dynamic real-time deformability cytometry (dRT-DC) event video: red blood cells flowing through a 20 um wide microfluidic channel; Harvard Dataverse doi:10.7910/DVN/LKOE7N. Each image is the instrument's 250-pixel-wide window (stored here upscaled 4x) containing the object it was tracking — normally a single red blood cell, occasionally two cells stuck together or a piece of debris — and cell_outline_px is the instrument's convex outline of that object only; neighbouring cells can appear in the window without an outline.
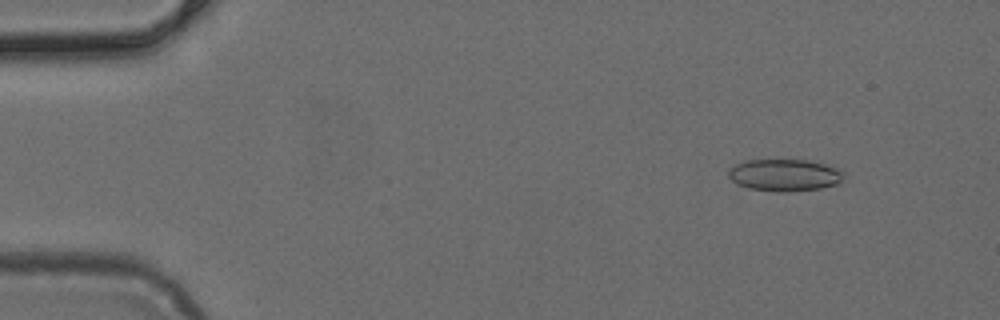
{"species": "common noctule bat (a hibernating species)", "species_latin": "Nyctalus noctula", "temperature_condition": "cold", "stored_images_in_passage": 50, "camera_frame_rate_fps": 3000, "um_per_image_px": 0.085, "animal": {"sex": "female", "body_mass_g": 24.6, "forearm_length_mm": 56.2}, "frame": {"image": 1, "passage_image": 6, "time_ms": 1.667, "image_size_px": [1000, 320], "cell_outline_px": [[848, 176], [836, 184], [820, 188], [788, 192], [776, 192], [748, 188], [736, 184], [728, 176], [728, 172], [736, 164], [744, 160], [808, 160], [840, 168]], "centroid_in_image_um": [66.73, 14.89], "position_along_channel_um": 18.3, "area_um2": 21.73}}
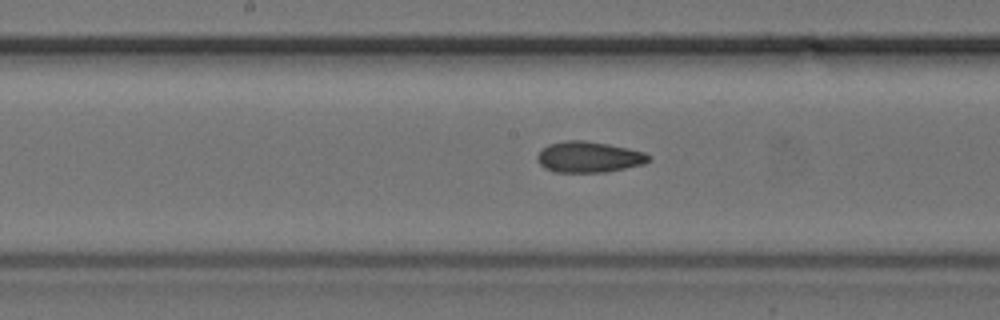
{"frame": {"image": 2, "passage_image": 26, "time_ms": 8.333, "image_size_px": [1000, 320], "cell_outline_px": [[652, 160], [644, 164], [604, 172], [552, 172], [544, 168], [540, 164], [536, 156], [548, 144], [564, 140], [584, 140], [608, 144], [628, 148], [644, 152], [652, 156]], "centroid_in_image_um": [50.06, 13.34], "position_along_channel_um": 198.1, "area_um2": 20.17}}
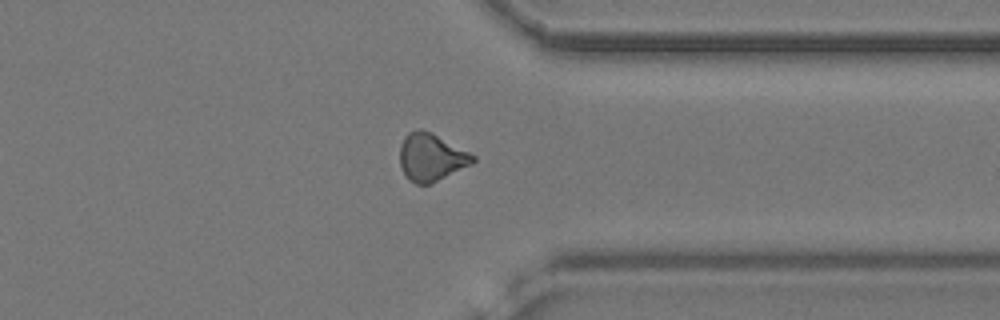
{"frame": {"image": 3, "passage_image": 39, "time_ms": 12.667, "image_size_px": [1000, 320], "cell_outline_px": [[476, 160], [472, 164], [432, 184], [416, 184], [408, 180], [400, 168], [400, 144], [404, 136], [408, 132], [420, 128], [432, 132], [476, 156]], "centroid_in_image_um": [36.63, 13.37], "position_along_channel_um": 374.8, "area_um2": 20.58}}